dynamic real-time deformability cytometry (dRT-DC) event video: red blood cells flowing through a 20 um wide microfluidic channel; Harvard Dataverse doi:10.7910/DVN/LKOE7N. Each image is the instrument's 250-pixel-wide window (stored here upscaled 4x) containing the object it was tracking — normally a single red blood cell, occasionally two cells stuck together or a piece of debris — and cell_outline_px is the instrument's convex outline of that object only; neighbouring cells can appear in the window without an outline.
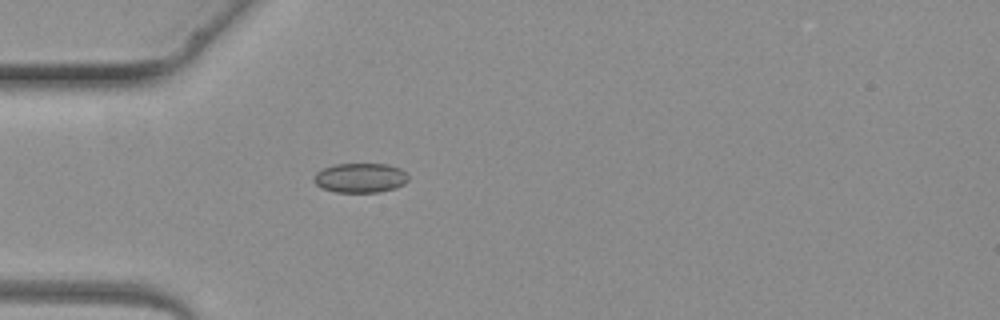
{"species": "common noctule bat (a hibernating species)", "species_latin": "Nyctalus noctula", "temperature_condition": "warm", "stored_images_in_passage": 2, "camera_frame_rate_fps": 3000, "um_per_image_px": 0.085, "animal": {"sex": "female", "body_mass_g": 19.3, "forearm_length_mm": 54.1}, "frame": {"image": 1, "passage_image": 2, "time_ms": 1.333, "image_size_px": [1000, 320], "cell_outline_px": [[408, 180], [404, 184], [396, 188], [380, 192], [336, 192], [320, 188], [312, 180], [312, 176], [316, 172], [324, 168], [336, 164], [388, 164], [400, 168], [408, 176]], "centroid_in_image_um": [30.6, 15.12], "position_along_channel_um": 54.4, "area_um2": 16.42}}